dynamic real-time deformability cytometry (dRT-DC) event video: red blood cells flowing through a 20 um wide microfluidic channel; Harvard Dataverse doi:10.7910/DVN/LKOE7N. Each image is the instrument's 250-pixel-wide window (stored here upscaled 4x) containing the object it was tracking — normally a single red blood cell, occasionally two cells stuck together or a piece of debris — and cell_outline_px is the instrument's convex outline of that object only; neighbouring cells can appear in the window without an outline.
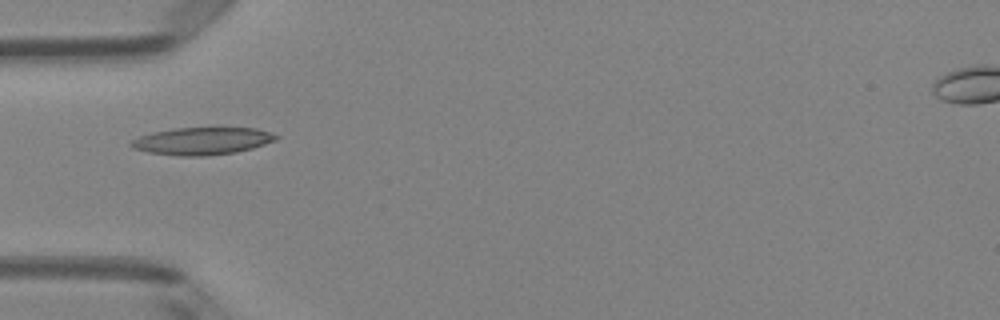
{"species": "Egyptian fruit bat (a non-hibernating species)", "species_latin": "Rousettus aegyptiacus", "temperature_condition": "room temperature", "stored_images_in_passage": 6, "camera_frame_rate_fps": 3000, "um_per_image_px": 0.085, "animal": {"sex": "female"}, "frame": {"image": 1, "passage_image": 5, "time_ms": 1.333, "image_size_px": [1000, 320], "cell_outline_px": [[280, 136], [276, 140], [252, 148], [236, 152], [204, 156], [176, 156], [148, 152], [132, 148], [128, 144], [132, 140], [140, 136], [152, 132], [176, 128], [256, 128]], "centroid_in_image_um": [17.15, 11.99], "position_along_channel_um": 67.8, "area_um2": 23.06}}
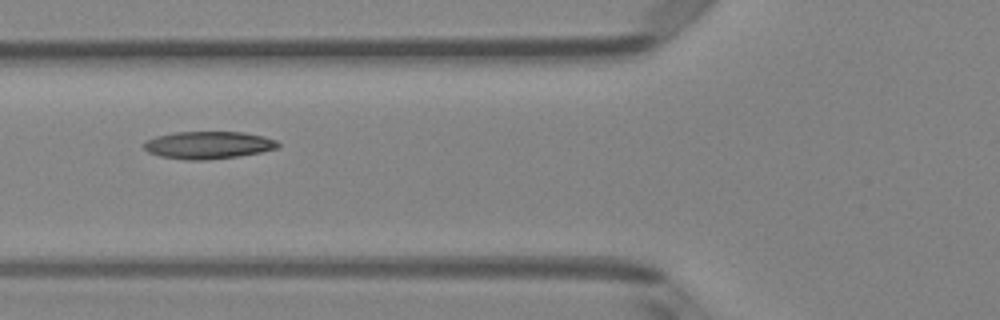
{"frame": {"image": 2, "passage_image": 6, "time_ms": 1.667, "image_size_px": [1000, 320], "cell_outline_px": [[280, 144], [276, 148], [260, 152], [236, 156], [204, 160], [188, 160], [160, 156], [148, 152], [144, 148], [144, 140], [156, 136], [176, 132], [244, 132], [264, 136], [276, 140]], "centroid_in_image_um": [17.68, 12.32], "position_along_channel_um": 108.1, "area_um2": 21.33}}